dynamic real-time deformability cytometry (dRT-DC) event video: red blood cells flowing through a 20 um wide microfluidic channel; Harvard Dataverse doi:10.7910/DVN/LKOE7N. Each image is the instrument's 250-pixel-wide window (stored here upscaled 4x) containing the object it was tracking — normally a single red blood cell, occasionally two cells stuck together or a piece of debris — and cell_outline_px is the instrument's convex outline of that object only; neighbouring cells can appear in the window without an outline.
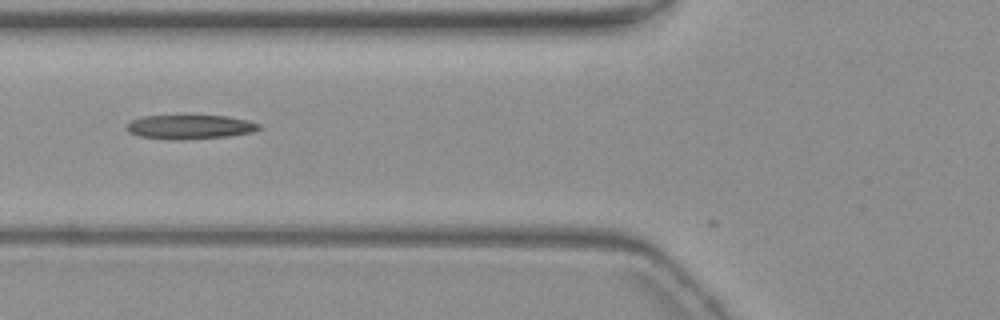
{"species": "common noctule bat (a hibernating species)", "species_latin": "Nyctalus noctula", "temperature_condition": "warm", "stored_images_in_passage": 40, "camera_frame_rate_fps": 3000, "um_per_image_px": 0.085, "animal": {"sex": "female", "body_mass_g": 19.3, "forearm_length_mm": 54.1}, "frame": {"image": 1, "passage_image": 9, "time_ms": 2.667, "image_size_px": [1000, 320], "cell_outline_px": [[260, 128], [252, 132], [228, 136], [176, 140], [140, 136], [128, 132], [124, 128], [132, 120], [140, 116], [224, 116], [248, 120], [260, 124]], "centroid_in_image_um": [16.11, 10.79], "position_along_channel_um": 109.7, "area_um2": 18.44}}
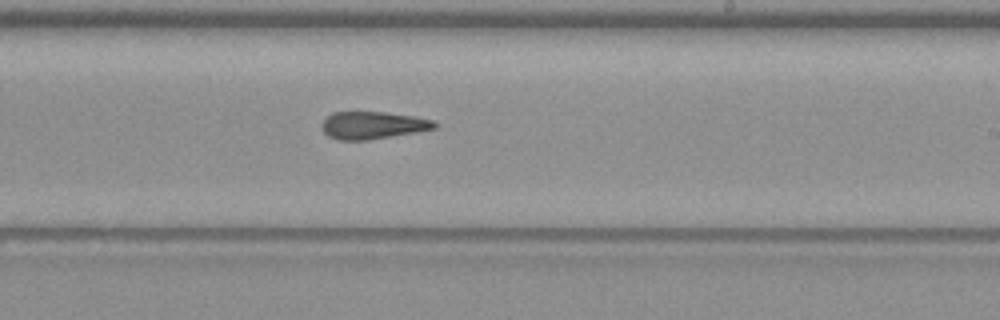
{"frame": {"image": 2, "passage_image": 21, "time_ms": 6.667, "image_size_px": [1000, 320], "cell_outline_px": [[440, 124], [436, 128], [416, 132], [368, 140], [340, 140], [328, 136], [320, 128], [320, 124], [332, 112], [384, 112], [412, 116], [432, 120]], "centroid_in_image_um": [31.67, 10.65], "position_along_channel_um": 257.3, "area_um2": 18.03}}
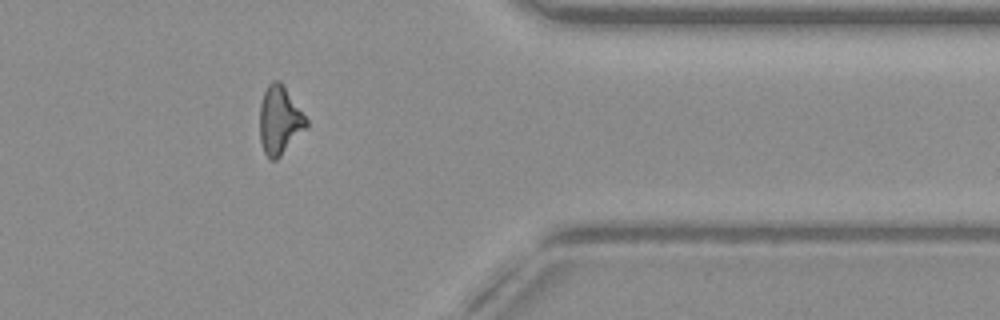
{"frame": {"image": 3, "passage_image": 33, "time_ms": 10.667, "image_size_px": [1000, 320], "cell_outline_px": [[308, 128], [276, 160], [272, 160], [264, 152], [260, 140], [260, 104], [264, 92], [268, 84], [272, 80], [280, 80], [308, 120]], "centroid_in_image_um": [23.78, 10.22], "position_along_channel_um": 387.6, "area_um2": 18.55}, "authors_computed_cell_mechanics": {"area_um2": 18.6116, "velocity_mm_per_s": 3.681, "shape_relaxation_time_tau1_ms": 6.522, "shape_relaxation_time_tau2_ms": 1.9406, "deformation_change_tau1": 0.1949, "deformation_change_tau2": 0.1161}}